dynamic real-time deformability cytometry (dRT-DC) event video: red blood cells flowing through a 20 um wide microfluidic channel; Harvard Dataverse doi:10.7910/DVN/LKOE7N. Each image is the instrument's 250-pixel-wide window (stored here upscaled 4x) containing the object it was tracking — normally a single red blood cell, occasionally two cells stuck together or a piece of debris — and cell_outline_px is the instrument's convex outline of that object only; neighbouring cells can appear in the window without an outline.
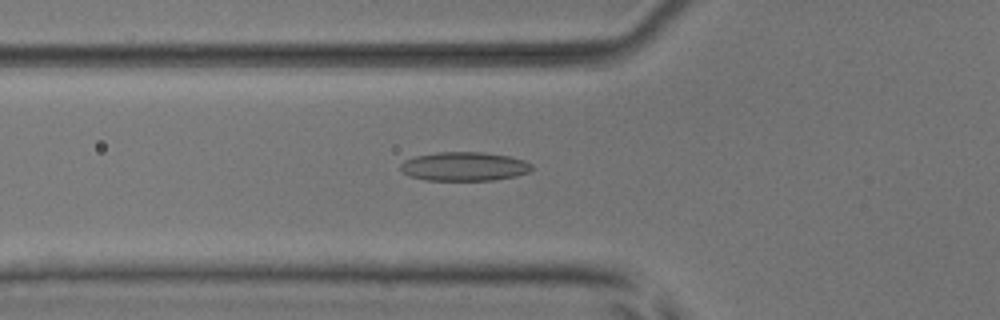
{"species": "common noctule bat (a hibernating species)", "species_latin": "Nyctalus noctula", "temperature_condition": "room temperature", "stored_images_in_passage": 39, "camera_frame_rate_fps": 3000, "um_per_image_px": 0.085, "animal": {"sex": "male", "body_mass_g": 17.9, "forearm_length_mm": 54.2}, "frame": {"image": 1, "passage_image": 6, "time_ms": 1.667, "image_size_px": [1000, 320], "cell_outline_px": [[532, 168], [528, 172], [516, 176], [492, 180], [424, 180], [412, 176], [404, 172], [400, 168], [400, 164], [404, 160], [416, 156], [436, 152], [484, 152], [508, 156], [524, 160], [532, 164]], "centroid_in_image_um": [39.46, 14.14], "position_along_channel_um": 86.3, "area_um2": 22.02}}
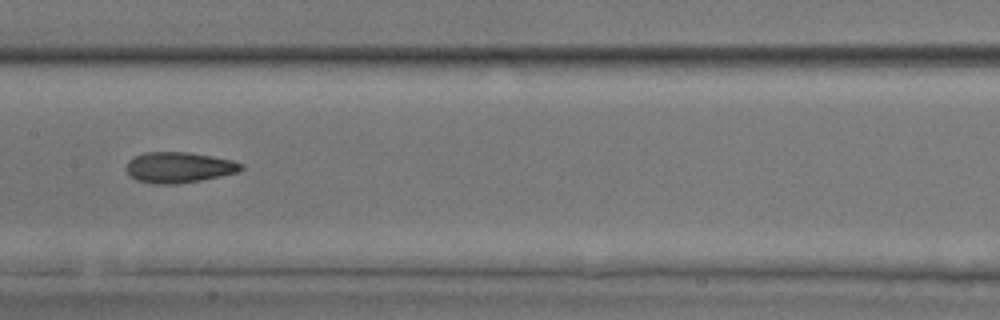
{"frame": {"image": 2, "passage_image": 14, "time_ms": 4.333, "image_size_px": [1000, 320], "cell_outline_px": [[244, 168], [236, 172], [220, 176], [180, 184], [152, 184], [136, 180], [124, 168], [128, 160], [144, 152], [188, 152], [212, 156], [232, 160], [244, 164]], "centroid_in_image_um": [15.19, 14.23], "position_along_channel_um": 192.2, "area_um2": 20.63}}
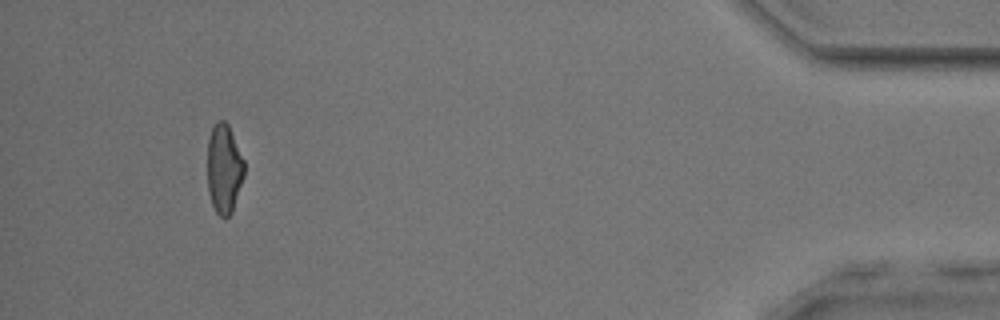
{"frame": {"image": 3, "passage_image": 36, "time_ms": 11.667, "image_size_px": [1000, 320], "cell_outline_px": [[244, 176], [232, 212], [224, 220], [216, 212], [212, 204], [208, 192], [208, 140], [212, 128], [216, 120], [224, 120], [228, 124], [244, 160]], "centroid_in_image_um": [19.04, 14.35], "position_along_channel_um": 416.2, "area_um2": 19.19}, "authors_computed_cell_mechanics": {"area_um2": 19.9988, "velocity_mm_per_s": 3.9594, "shape_relaxation_time_tau1_ms": null, "shape_relaxation_time_tau2_ms": 2.6021, "deformation_change_tau1": null, "deformation_change_tau2": 0.1035}}